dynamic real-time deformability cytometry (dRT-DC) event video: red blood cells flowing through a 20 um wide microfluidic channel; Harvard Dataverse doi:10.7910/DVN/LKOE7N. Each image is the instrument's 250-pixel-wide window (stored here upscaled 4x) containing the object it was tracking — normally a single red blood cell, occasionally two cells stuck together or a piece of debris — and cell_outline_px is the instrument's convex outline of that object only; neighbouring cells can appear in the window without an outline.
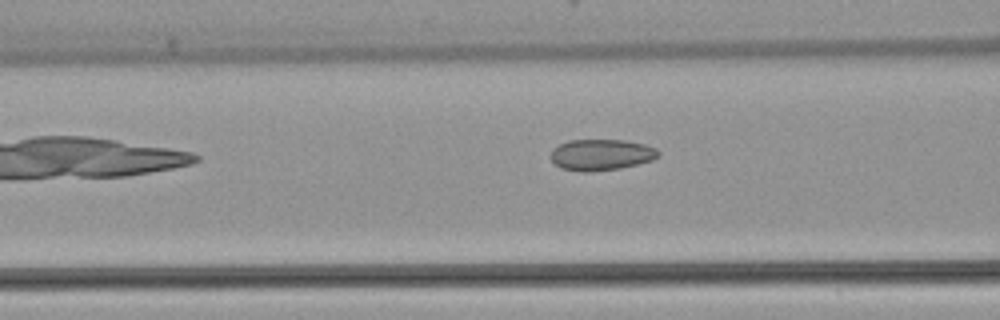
{"species": "common noctule bat (a hibernating species)", "species_latin": "Nyctalus noctula", "temperature_condition": "warm", "stored_images_in_passage": 6, "camera_frame_rate_fps": 3000, "um_per_image_px": 0.085, "animal": {"sex": "female", "body_mass_g": 22.7, "forearm_length_mm": 54.2}, "frame": {"image": 1, "passage_image": 5, "time_ms": 6.0, "image_size_px": [1000, 320], "cell_outline_px": [[660, 156], [652, 160], [620, 168], [592, 172], [580, 172], [560, 168], [552, 160], [552, 148], [568, 140], [624, 140], [644, 144], [656, 148], [660, 152]], "centroid_in_image_um": [51.11, 13.16], "position_along_channel_um": 115.5, "area_um2": 19.59}}
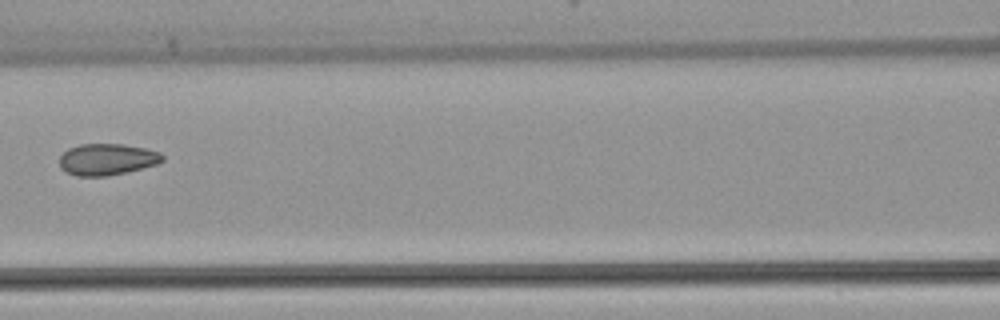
{"frame": {"image": 2, "passage_image": 6, "time_ms": 7.0, "image_size_px": [1000, 320], "cell_outline_px": [[164, 160], [156, 164], [128, 172], [108, 176], [76, 176], [60, 168], [60, 156], [68, 148], [80, 144], [120, 144], [144, 148], [160, 152], [164, 156]], "centroid_in_image_um": [9.1, 13.55], "position_along_channel_um": 157.5, "area_um2": 18.9}}